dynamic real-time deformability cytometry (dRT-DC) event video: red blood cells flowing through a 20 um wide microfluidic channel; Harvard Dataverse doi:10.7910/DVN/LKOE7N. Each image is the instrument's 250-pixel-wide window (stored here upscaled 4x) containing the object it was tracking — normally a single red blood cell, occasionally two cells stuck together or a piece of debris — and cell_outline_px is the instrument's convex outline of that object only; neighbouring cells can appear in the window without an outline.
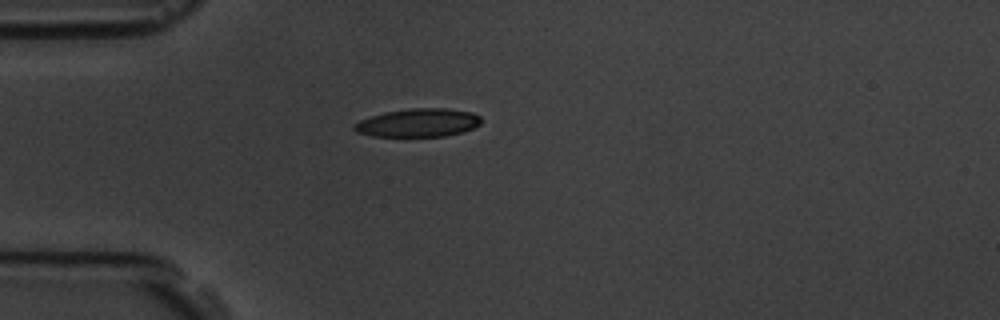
{"species": "common noctule bat (a hibernating species)", "species_latin": "Nyctalus noctula", "temperature_condition": "room temperature", "stored_images_in_passage": 43, "camera_frame_rate_fps": 3000, "um_per_image_px": 0.085, "animal": {"sex": "male", "body_mass_g": 19.5, "forearm_length_mm": 54.6}, "frame": {"image": 1, "passage_image": 1, "time_ms": 0.0, "image_size_px": [1000, 320], "cell_outline_px": [[480, 124], [464, 132], [444, 136], [372, 136], [356, 132], [352, 128], [352, 124], [360, 120], [384, 112], [412, 108], [444, 108], [472, 112], [480, 116]], "centroid_in_image_um": [35.52, 10.43], "position_along_channel_um": 49.5, "area_um2": 20.92}}
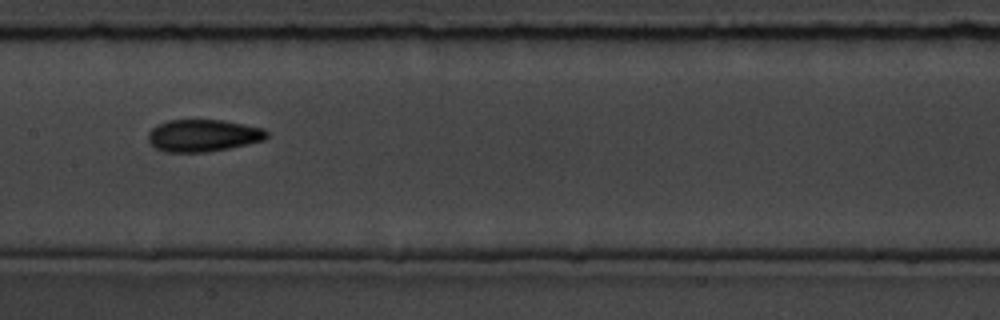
{"frame": {"image": 2, "passage_image": 14, "time_ms": 4.333, "image_size_px": [1000, 320], "cell_outline_px": [[268, 136], [264, 140], [248, 144], [228, 148], [204, 152], [164, 152], [156, 148], [148, 140], [148, 132], [156, 124], [168, 120], [224, 120], [264, 128], [268, 132]], "centroid_in_image_um": [17.26, 11.51], "position_along_channel_um": 190.1, "area_um2": 22.31}}
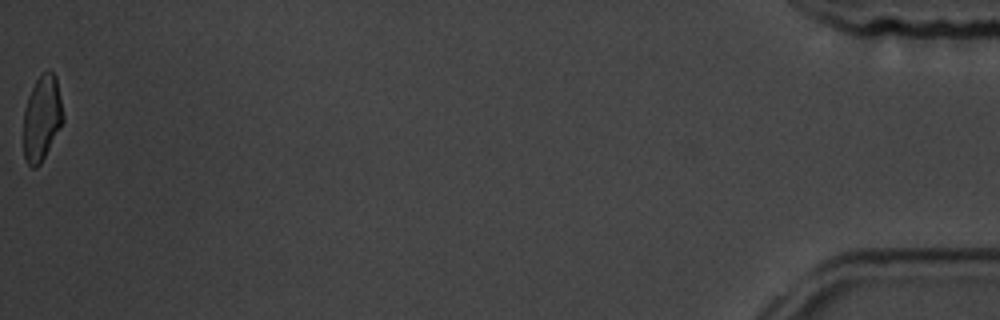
{"frame": {"image": 3, "passage_image": 43, "time_ms": 14.0, "image_size_px": [1000, 320], "cell_outline_px": [[64, 120], [60, 128], [40, 164], [36, 168], [32, 168], [24, 160], [24, 108], [28, 96], [36, 80], [48, 68], [56, 76], [64, 116]], "centroid_in_image_um": [3.56, 10.04], "position_along_channel_um": 431.6, "area_um2": 19.65}, "authors_computed_cell_mechanics": {"area_um2": 21.386, "velocity_mm_per_s": 3.5383, "shape_relaxation_time_tau1_ms": 4.3903, "shape_relaxation_time_tau2_ms": 1.9803, "deformation_change_tau1": 0.1466, "deformation_change_tau2": 0.0674}}